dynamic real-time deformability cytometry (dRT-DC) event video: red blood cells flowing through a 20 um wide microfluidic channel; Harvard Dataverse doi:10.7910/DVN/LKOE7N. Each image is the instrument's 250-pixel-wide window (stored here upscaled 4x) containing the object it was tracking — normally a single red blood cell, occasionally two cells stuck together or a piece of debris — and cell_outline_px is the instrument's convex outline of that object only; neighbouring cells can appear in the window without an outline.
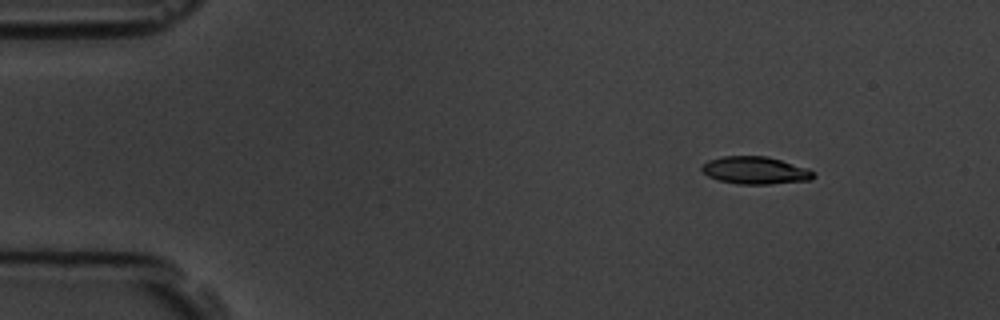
{"species": "common noctule bat (a hibernating species)", "species_latin": "Nyctalus noctula", "temperature_condition": "room temperature", "stored_images_in_passage": 6, "camera_frame_rate_fps": 3000, "um_per_image_px": 0.085, "animal": {"sex": "male", "body_mass_g": 19.5, "forearm_length_mm": 54.6}, "frame": {"image": 1, "passage_image": 1, "time_ms": 0.0, "image_size_px": [1000, 320], "cell_outline_px": [[816, 176], [812, 180], [768, 184], [740, 184], [720, 180], [708, 176], [700, 168], [708, 160], [724, 156], [768, 156], [808, 168], [816, 172]], "centroid_in_image_um": [64.26, 14.48], "position_along_channel_um": 20.7, "area_um2": 17.92}}
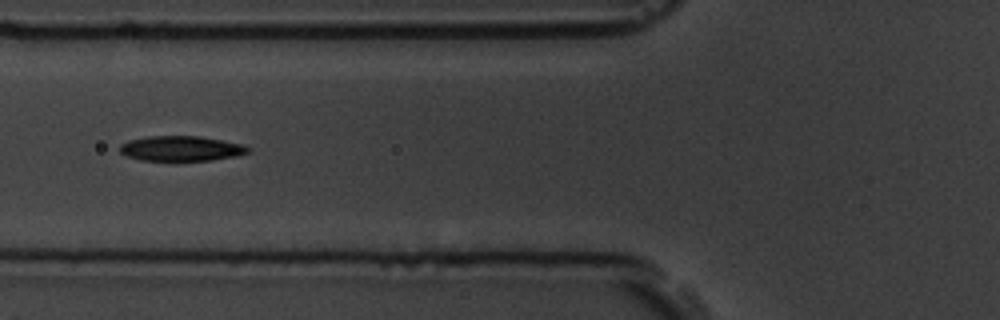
{"frame": {"image": 2, "passage_image": 5, "time_ms": 4.667, "image_size_px": [1000, 320], "cell_outline_px": [[252, 148], [248, 152], [236, 156], [212, 160], [140, 160], [128, 156], [120, 152], [120, 144], [128, 140], [148, 136], [200, 136], [244, 144]], "centroid_in_image_um": [15.42, 12.61], "position_along_channel_um": 110.4, "area_um2": 18.73}}
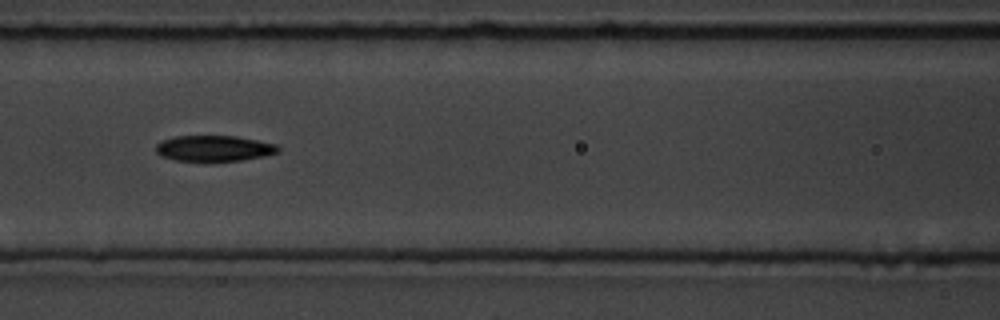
{"frame": {"image": 3, "passage_image": 6, "time_ms": 5.667, "image_size_px": [1000, 320], "cell_outline_px": [[280, 152], [264, 156], [240, 160], [208, 164], [204, 164], [176, 160], [160, 156], [156, 152], [156, 144], [160, 140], [176, 136], [236, 136], [276, 144], [280, 148]], "centroid_in_image_um": [18.15, 12.65], "position_along_channel_um": 148.4, "area_um2": 19.19}}